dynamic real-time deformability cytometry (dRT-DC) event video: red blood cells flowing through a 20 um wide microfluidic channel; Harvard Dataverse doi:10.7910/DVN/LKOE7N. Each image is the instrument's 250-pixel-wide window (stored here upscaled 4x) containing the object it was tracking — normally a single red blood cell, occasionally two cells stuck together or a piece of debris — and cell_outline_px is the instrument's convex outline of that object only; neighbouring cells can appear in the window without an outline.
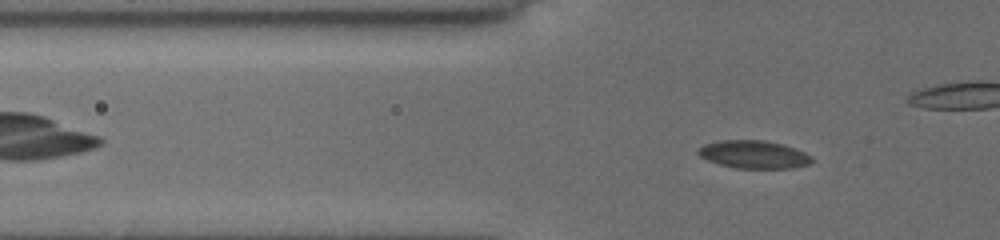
{"species": "common noctule bat (a hibernating species)", "species_latin": "Nyctalus noctula", "temperature_condition": "cold", "stored_images_in_passage": 45, "camera_frame_rate_fps": 3000, "um_per_image_px": 0.085, "animal": {"sex": "female", "body_mass_g": 19.5, "forearm_length_mm": 54.1}, "frame": {"image": 1, "passage_image": 9, "time_ms": 2.667, "image_size_px": [1000, 240], "cell_outline_px": [[816, 160], [808, 164], [792, 168], [736, 168], [720, 164], [708, 160], [700, 156], [696, 152], [696, 148], [704, 144], [720, 140], [764, 140], [784, 144], [804, 152], [812, 156]], "centroid_in_image_um": [64.07, 13.12], "position_along_channel_um": 61.7, "area_um2": 18.61}}
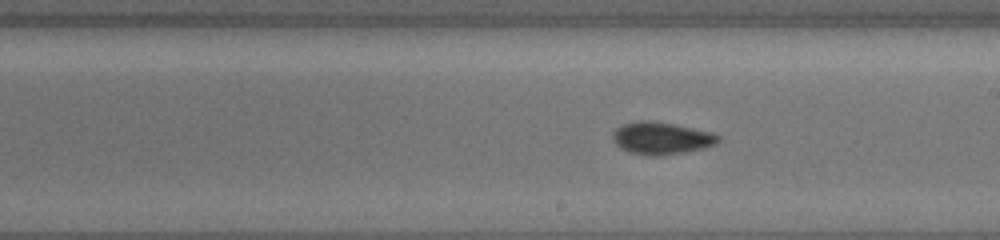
{"frame": {"image": 2, "passage_image": 23, "time_ms": 7.333, "image_size_px": [1000, 240], "cell_outline_px": [[720, 140], [716, 144], [704, 148], [684, 152], [660, 156], [648, 156], [628, 152], [620, 148], [612, 140], [612, 136], [624, 124], [644, 120], [648, 120], [672, 124], [712, 132], [720, 136]], "centroid_in_image_um": [56.24, 11.77], "position_along_channel_um": 232.8, "area_um2": 19.65}}
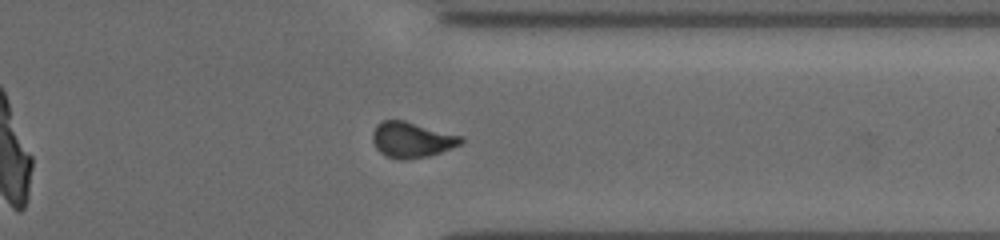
{"frame": {"image": 3, "passage_image": 34, "time_ms": 11.0, "image_size_px": [1000, 240], "cell_outline_px": [[464, 140], [460, 144], [440, 152], [428, 156], [408, 160], [400, 160], [388, 156], [380, 152], [376, 148], [372, 140], [372, 132], [376, 124], [380, 120], [404, 120], [460, 136]], "centroid_in_image_um": [34.94, 11.88], "position_along_channel_um": 376.5, "area_um2": 18.21}, "authors_computed_cell_mechanics": {"area_um2": 18.5538, "velocity_mm_per_s": 3.9185, "shape_relaxation_time_tau1_ms": 5.1298, "shape_relaxation_time_tau2_ms": 5.518, "deformation_change_tau1": 0.1233, "deformation_change_tau2": 0.0871}}